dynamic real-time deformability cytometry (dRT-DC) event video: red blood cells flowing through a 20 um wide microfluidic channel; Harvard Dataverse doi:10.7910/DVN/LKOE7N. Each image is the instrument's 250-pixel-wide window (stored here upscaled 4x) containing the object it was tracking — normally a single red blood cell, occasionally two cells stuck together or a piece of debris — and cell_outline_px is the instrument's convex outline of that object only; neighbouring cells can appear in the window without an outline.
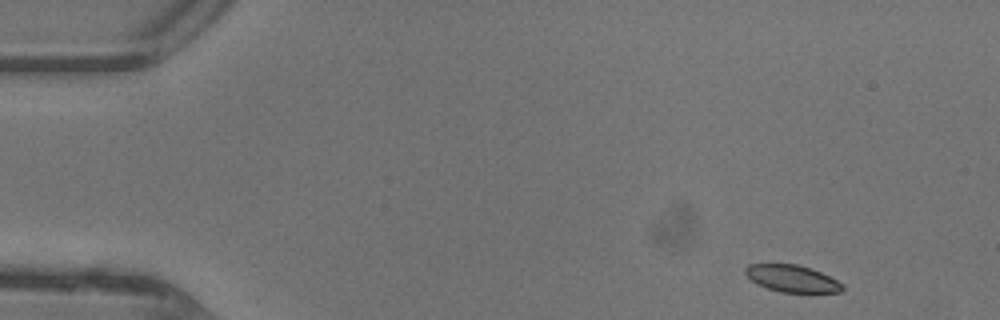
{"species": "common noctule bat (a hibernating species)", "species_latin": "Nyctalus noctula", "temperature_condition": "warm", "stored_images_in_passage": 10, "camera_frame_rate_fps": 3000, "um_per_image_px": 0.085, "animal": {"sex": "female"}, "frame": {"image": 1, "passage_image": 1, "time_ms": 0.0, "image_size_px": [1000, 320], "cell_outline_px": [[844, 288], [840, 292], [808, 296], [780, 292], [756, 284], [744, 272], [744, 268], [748, 264], [796, 264], [812, 268], [844, 284]], "centroid_in_image_um": [67.39, 23.74], "position_along_channel_um": 17.6, "area_um2": 16.07}}